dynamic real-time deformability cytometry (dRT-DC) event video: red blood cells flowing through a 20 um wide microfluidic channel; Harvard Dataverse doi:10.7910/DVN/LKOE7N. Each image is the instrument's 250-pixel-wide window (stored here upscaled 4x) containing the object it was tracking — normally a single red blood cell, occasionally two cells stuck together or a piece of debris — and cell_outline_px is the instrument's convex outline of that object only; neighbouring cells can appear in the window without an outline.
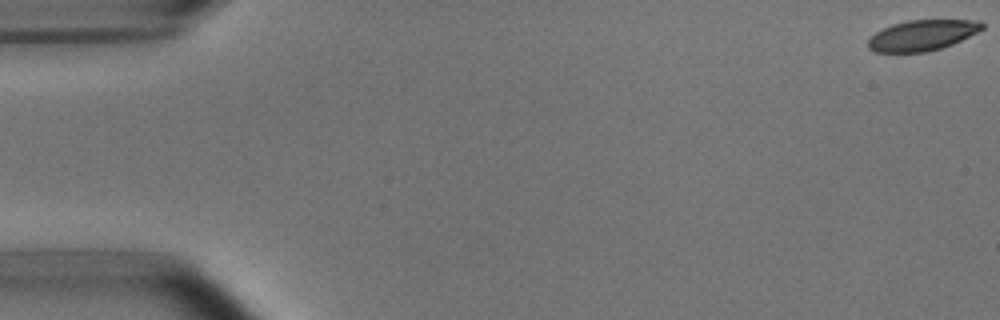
{"species": "common noctule bat (a hibernating species)", "species_latin": "Nyctalus noctula", "temperature_condition": "room temperature", "stored_images_in_passage": 5, "camera_frame_rate_fps": 3000, "um_per_image_px": 0.085, "animal": {"sex": "male", "body_mass_g": 15.6}, "frame": {"image": 1, "passage_image": 1, "time_ms": 0.0, "image_size_px": [1000, 320], "cell_outline_px": [[984, 28], [952, 44], [940, 48], [924, 52], [876, 52], [868, 48], [868, 40], [876, 32], [892, 24], [908, 20], [980, 20], [984, 24]], "centroid_in_image_um": [78.38, 2.99], "position_along_channel_um": 6.6, "area_um2": 20.11}}
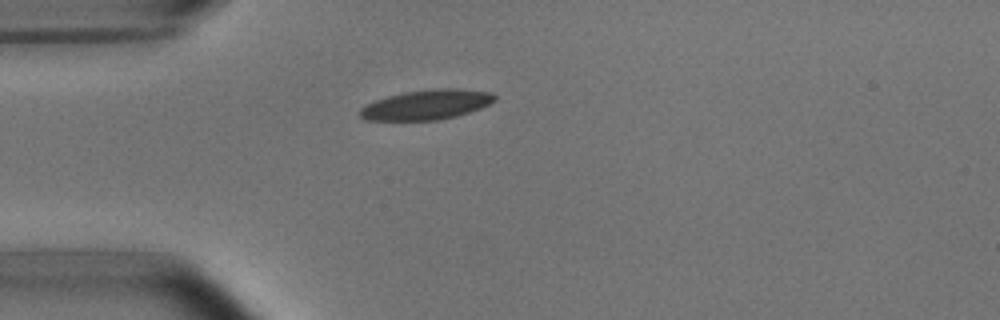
{"frame": {"image": 2, "passage_image": 5, "time_ms": 4.667, "image_size_px": [1000, 320], "cell_outline_px": [[496, 100], [480, 108], [456, 116], [440, 120], [364, 120], [360, 116], [360, 108], [364, 104], [388, 96], [404, 92], [432, 88], [460, 88], [492, 92], [496, 96]], "centroid_in_image_um": [36.26, 8.89], "position_along_channel_um": 48.7, "area_um2": 23.58}}